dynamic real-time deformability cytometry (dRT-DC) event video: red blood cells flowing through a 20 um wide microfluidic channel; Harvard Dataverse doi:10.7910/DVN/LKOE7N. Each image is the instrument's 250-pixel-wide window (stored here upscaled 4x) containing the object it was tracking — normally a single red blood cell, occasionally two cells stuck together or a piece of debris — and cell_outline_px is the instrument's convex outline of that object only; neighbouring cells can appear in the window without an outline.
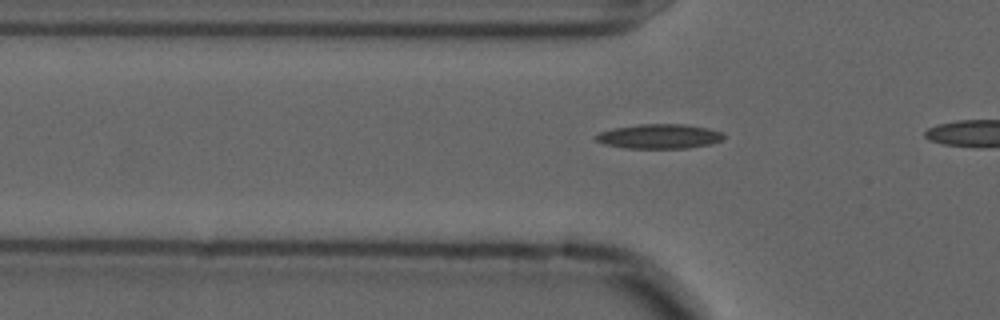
{"species": "common noctule bat (a hibernating species)", "species_latin": "Nyctalus noctula", "temperature_condition": "cold", "stored_images_in_passage": 19, "camera_frame_rate_fps": 3000, "um_per_image_px": 0.085, "animal": {"sex": "male", "forearm_length_mm": 52.5}, "frame": {"image": 1, "passage_image": 9, "time_ms": 2.667, "image_size_px": [1000, 320], "cell_outline_px": [[724, 140], [712, 144], [688, 148], [624, 148], [604, 144], [596, 140], [592, 136], [600, 132], [612, 128], [640, 124], [684, 124], [708, 128], [724, 132]], "centroid_in_image_um": [56.06, 11.59], "position_along_channel_um": 69.7, "area_um2": 18.55}}
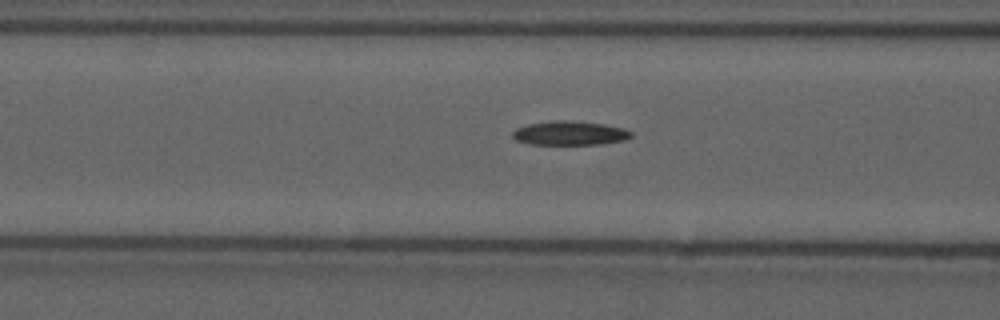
{"frame": {"image": 2, "passage_image": 13, "time_ms": 4.0, "image_size_px": [1000, 320], "cell_outline_px": [[632, 136], [624, 140], [600, 144], [532, 144], [516, 140], [512, 136], [512, 132], [516, 128], [528, 124], [556, 120], [572, 120], [604, 124], [624, 128], [632, 132]], "centroid_in_image_um": [48.44, 11.31], "position_along_channel_um": 118.2, "area_um2": 16.59}}
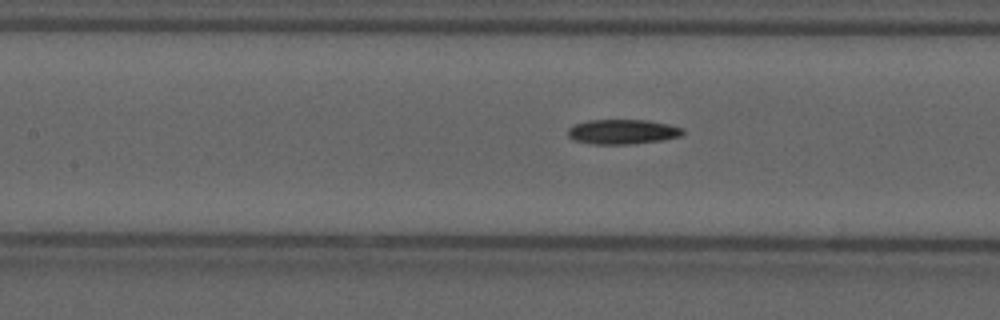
{"frame": {"image": 3, "passage_image": 16, "time_ms": 5.0, "image_size_px": [1000, 320], "cell_outline_px": [[684, 132], [680, 136], [664, 140], [632, 144], [596, 144], [576, 140], [568, 136], [568, 128], [572, 124], [588, 120], [648, 120], [668, 124], [684, 128]], "centroid_in_image_um": [52.93, 11.19], "position_along_channel_um": 154.5, "area_um2": 16.65}}